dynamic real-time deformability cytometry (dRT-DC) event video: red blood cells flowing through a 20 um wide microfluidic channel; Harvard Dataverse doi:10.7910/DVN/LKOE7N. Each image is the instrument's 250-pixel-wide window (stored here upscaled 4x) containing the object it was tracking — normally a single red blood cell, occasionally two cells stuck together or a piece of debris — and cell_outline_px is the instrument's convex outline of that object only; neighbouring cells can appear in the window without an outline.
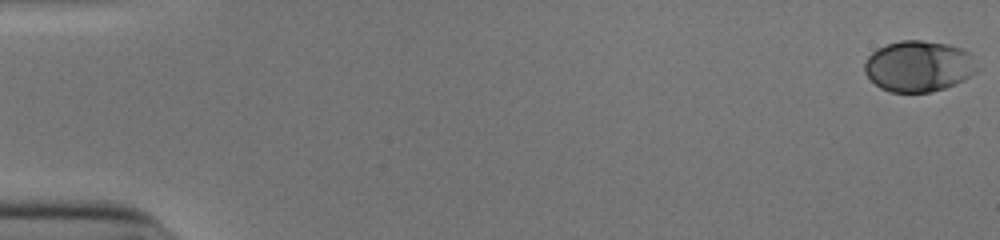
{"species": "human", "species_latin": "Homo sapiens", "temperature_condition": "cold", "stored_images_in_passage": 18, "camera_frame_rate_fps": 3000, "um_per_image_px": 0.085, "donor": {"sex": "male"}, "frame": {"image": 1, "passage_image": 1, "time_ms": 0.0, "image_size_px": [1000, 240], "cell_outline_px": [[980, 68], [976, 72], [964, 80], [956, 84], [932, 92], [892, 92], [880, 88], [864, 72], [864, 60], [876, 48], [900, 40], [920, 40], [948, 44], [960, 48], [968, 52]], "centroid_in_image_um": [78.08, 5.63], "position_along_channel_um": 6.9, "area_um2": 33.58}}
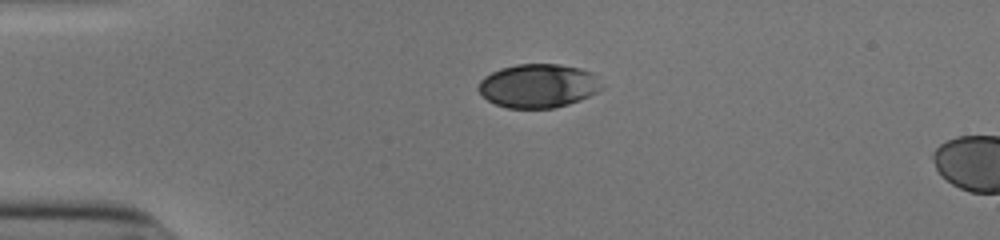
{"frame": {"image": 2, "passage_image": 14, "time_ms": 4.333, "image_size_px": [1000, 240], "cell_outline_px": [[604, 88], [580, 100], [556, 108], [508, 108], [496, 104], [488, 100], [476, 88], [480, 80], [484, 76], [500, 68], [516, 64], [560, 64], [580, 68], [592, 72], [604, 84]], "centroid_in_image_um": [45.77, 7.29], "position_along_channel_um": 39.2, "area_um2": 31.67}}